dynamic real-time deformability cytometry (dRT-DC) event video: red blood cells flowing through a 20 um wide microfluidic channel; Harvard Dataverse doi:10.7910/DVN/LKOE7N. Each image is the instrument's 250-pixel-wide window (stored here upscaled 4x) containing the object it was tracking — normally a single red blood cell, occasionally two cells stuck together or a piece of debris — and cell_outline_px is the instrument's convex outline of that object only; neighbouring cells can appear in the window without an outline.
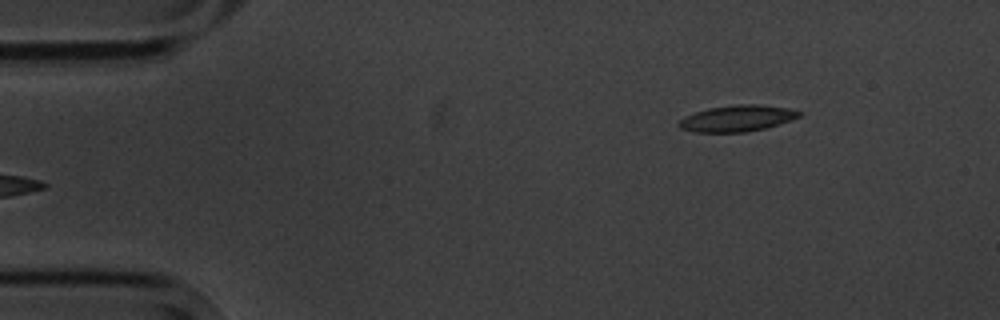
{"species": "common noctule bat (a hibernating species)", "species_latin": "Nyctalus noctula", "temperature_condition": "cold", "stored_images_in_passage": 5, "camera_frame_rate_fps": 3000, "um_per_image_px": 0.085, "animal": {"sex": "male", "body_mass_g": 20.1, "forearm_length_mm": 53.5}, "frame": {"image": 1, "passage_image": 5, "time_ms": 5.0, "image_size_px": [1000, 320], "cell_outline_px": [[804, 112], [800, 116], [780, 124], [764, 128], [744, 132], [692, 132], [680, 128], [676, 124], [680, 120], [696, 112], [708, 108], [736, 104], [760, 104], [788, 108]], "centroid_in_image_um": [62.68, 10.06], "position_along_channel_um": 22.3, "area_um2": 18.38}}